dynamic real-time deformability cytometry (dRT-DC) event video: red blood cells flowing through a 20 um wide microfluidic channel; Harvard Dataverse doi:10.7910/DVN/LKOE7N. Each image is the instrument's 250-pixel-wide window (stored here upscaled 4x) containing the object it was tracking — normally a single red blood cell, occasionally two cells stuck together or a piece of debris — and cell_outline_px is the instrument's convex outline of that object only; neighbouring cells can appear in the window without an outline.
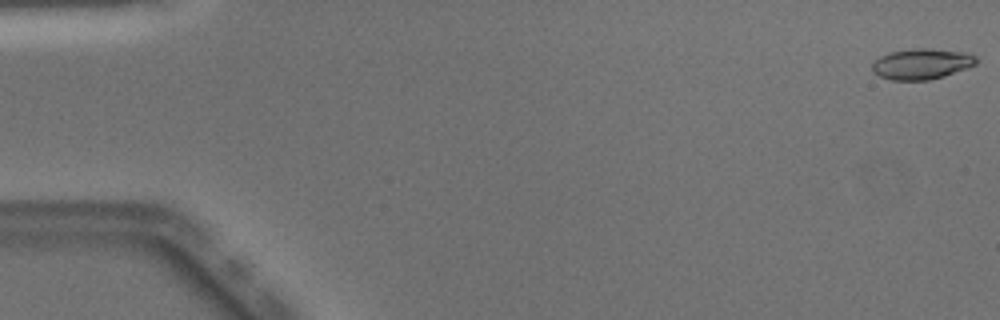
{"species": "Egyptian fruit bat (a non-hibernating species)", "species_latin": "Rousettus aegyptiacus", "temperature_condition": "warm", "stored_images_in_passage": 50, "camera_frame_rate_fps": 3000, "um_per_image_px": 0.085, "animal": {"sex": "male"}, "frame": {"image": 1, "passage_image": 1, "time_ms": 0.0, "image_size_px": [1000, 320], "cell_outline_px": [[976, 64], [944, 76], [928, 80], [892, 80], [880, 76], [872, 72], [872, 64], [880, 56], [888, 52], [912, 48], [928, 48], [964, 52], [976, 56]], "centroid_in_image_um": [78.3, 5.42], "position_along_channel_um": 6.7, "area_um2": 18.55}}
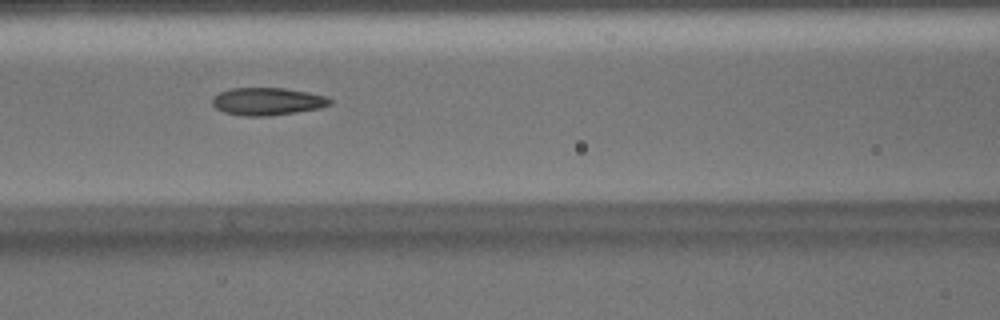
{"frame": {"image": 2, "passage_image": 22, "time_ms": 7.0, "image_size_px": [1000, 320], "cell_outline_px": [[332, 104], [320, 108], [296, 112], [268, 116], [244, 116], [224, 112], [216, 108], [212, 104], [212, 100], [220, 92], [232, 88], [284, 88], [308, 92], [328, 96], [332, 100]], "centroid_in_image_um": [22.77, 8.62], "position_along_channel_um": 143.8, "area_um2": 18.9}}
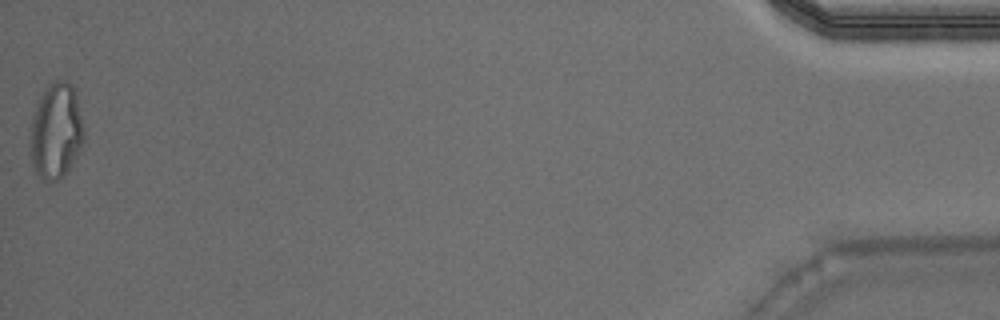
{"frame": {"image": 3, "passage_image": 50, "time_ms": 16.333, "image_size_px": [1000, 320], "cell_outline_px": [[84, 140], [68, 172], [60, 180], [44, 180], [36, 172], [32, 164], [28, 152], [28, 128], [32, 112], [36, 100], [48, 84], [56, 80], [68, 80], [72, 84], [76, 92], [84, 128]], "centroid_in_image_um": [4.71, 11.11], "position_along_channel_um": 430.5, "area_um2": 31.15}, "authors_computed_cell_mechanics": {"area_um2": 18.9873, "velocity_mm_per_s": 4.086, "shape_relaxation_time_tau1_ms": null, "shape_relaxation_time_tau2_ms": 1.9135, "deformation_change_tau1": null, "deformation_change_tau2": 0.0964}}